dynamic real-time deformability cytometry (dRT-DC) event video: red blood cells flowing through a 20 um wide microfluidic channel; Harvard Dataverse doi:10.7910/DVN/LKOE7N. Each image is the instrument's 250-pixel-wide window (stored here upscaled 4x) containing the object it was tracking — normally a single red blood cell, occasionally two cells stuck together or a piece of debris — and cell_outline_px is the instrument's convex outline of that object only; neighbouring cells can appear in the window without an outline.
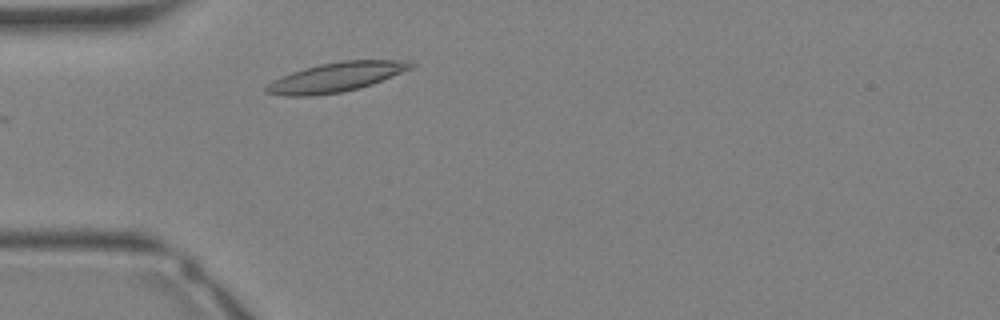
{"species": "Egyptian fruit bat (a non-hibernating species)", "species_latin": "Rousettus aegyptiacus", "temperature_condition": "warm", "stored_images_in_passage": 20, "camera_frame_rate_fps": 3000, "um_per_image_px": 0.085, "animal": {"sex": "female"}, "frame": {"image": 1, "passage_image": 1, "time_ms": 0.0, "image_size_px": [1000, 320], "cell_outline_px": [[416, 64], [412, 68], [372, 84], [360, 88], [344, 92], [312, 96], [284, 96], [264, 92], [264, 88], [272, 80], [292, 72], [304, 68], [320, 64], [344, 60], [408, 60]], "centroid_in_image_um": [28.56, 6.56], "position_along_channel_um": 56.4, "area_um2": 24.85}}
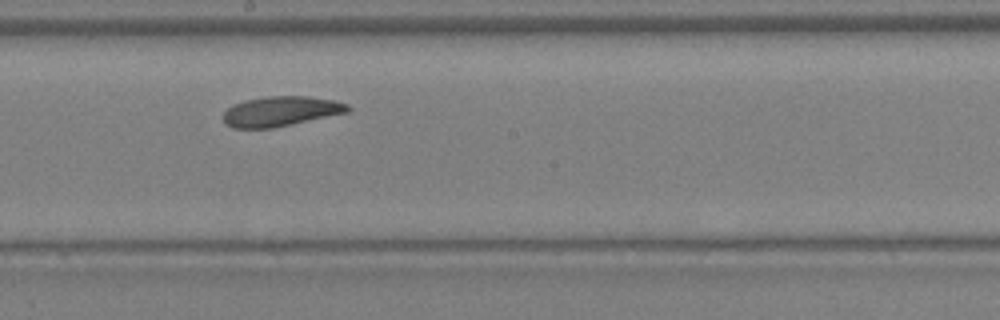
{"frame": {"image": 2, "passage_image": 10, "time_ms": 3.0, "image_size_px": [1000, 320], "cell_outline_px": [[352, 108], [348, 112], [272, 128], [232, 128], [224, 124], [224, 112], [228, 108], [244, 100], [268, 96], [308, 96], [336, 100], [348, 104]], "centroid_in_image_um": [23.88, 9.45], "position_along_channel_um": 224.3, "area_um2": 21.68}}
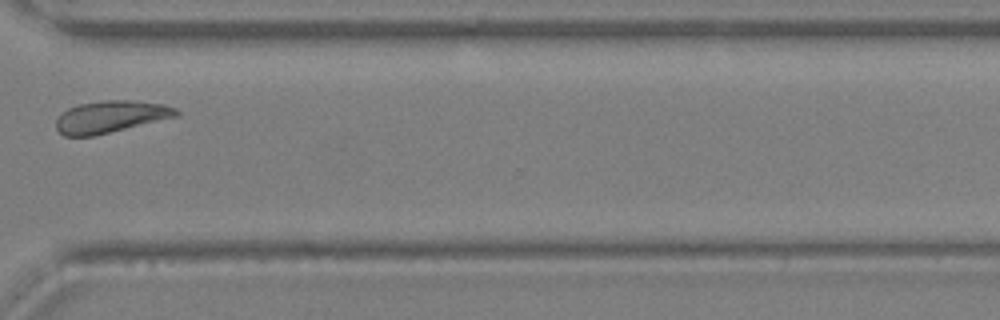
{"frame": {"image": 3, "passage_image": 17, "time_ms": 5.333, "image_size_px": [1000, 320], "cell_outline_px": [[180, 116], [92, 136], [64, 136], [56, 128], [56, 120], [60, 112], [68, 108], [80, 104], [104, 100], [136, 100], [164, 104], [176, 108], [180, 112]], "centroid_in_image_um": [9.42, 9.91], "position_along_channel_um": 361.2, "area_um2": 22.54}}